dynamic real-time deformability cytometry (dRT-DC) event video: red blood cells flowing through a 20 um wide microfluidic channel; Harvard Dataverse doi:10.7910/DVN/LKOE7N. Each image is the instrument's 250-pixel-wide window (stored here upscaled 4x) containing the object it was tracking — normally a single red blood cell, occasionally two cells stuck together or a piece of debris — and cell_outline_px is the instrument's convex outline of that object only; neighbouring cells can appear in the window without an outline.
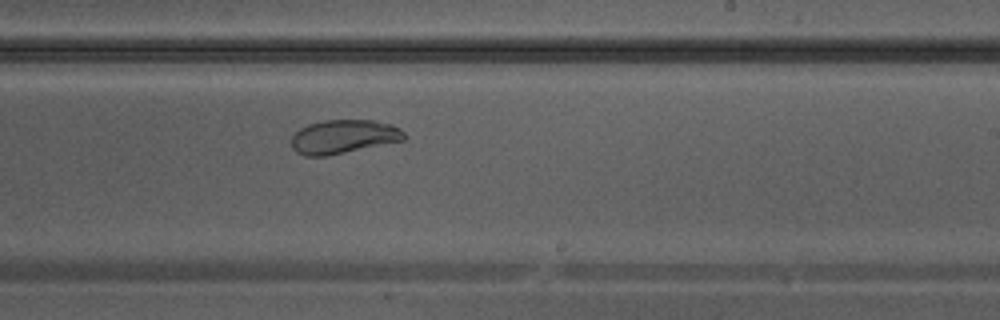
{"species": "Egyptian fruit bat (a non-hibernating species)", "species_latin": "Rousettus aegyptiacus", "temperature_condition": "warm", "stored_images_in_passage": 35, "camera_frame_rate_fps": 3000, "um_per_image_px": 0.085, "animal": {"sex": "male"}, "frame": {"image": 1, "passage_image": 20, "time_ms": 6.333, "image_size_px": [1000, 320], "cell_outline_px": [[408, 136], [404, 140], [324, 156], [304, 156], [296, 152], [292, 148], [292, 136], [300, 128], [308, 124], [324, 120], [376, 120], [392, 124], [400, 128]], "centroid_in_image_um": [29.21, 11.6], "position_along_channel_um": 259.8, "area_um2": 22.2}}